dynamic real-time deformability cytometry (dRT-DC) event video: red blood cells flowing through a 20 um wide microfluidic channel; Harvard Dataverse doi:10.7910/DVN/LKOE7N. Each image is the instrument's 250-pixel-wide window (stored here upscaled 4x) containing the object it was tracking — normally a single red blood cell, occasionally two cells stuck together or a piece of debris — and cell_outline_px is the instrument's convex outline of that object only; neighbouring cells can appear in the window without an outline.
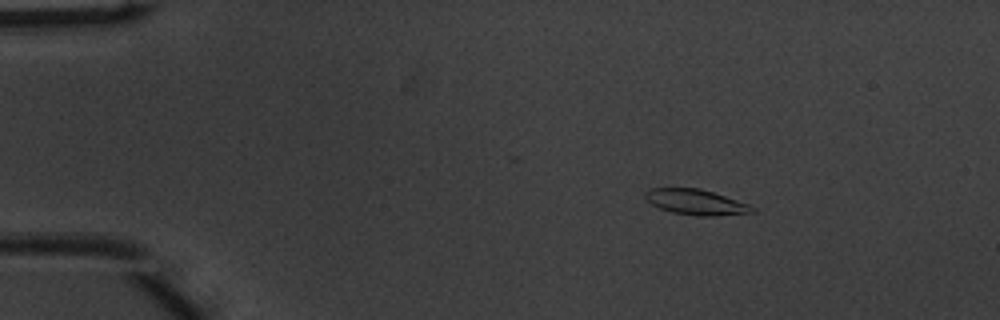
{"species": "common noctule bat (a hibernating species)", "species_latin": "Nyctalus noctula", "temperature_condition": "warm", "stored_images_in_passage": 44, "camera_frame_rate_fps": 3000, "um_per_image_px": 0.085, "animal": {"sex": "male", "body_mass_g": 20.1, "forearm_length_mm": 53.5}, "frame": {"image": 1, "passage_image": 1, "time_ms": 0.0, "image_size_px": [1000, 320], "cell_outline_px": [[756, 212], [716, 216], [696, 216], [672, 212], [660, 208], [652, 204], [644, 196], [644, 192], [648, 188], [700, 188], [748, 204], [756, 208]], "centroid_in_image_um": [59.15, 17.18], "position_along_channel_um": 25.9, "area_um2": 15.84}}
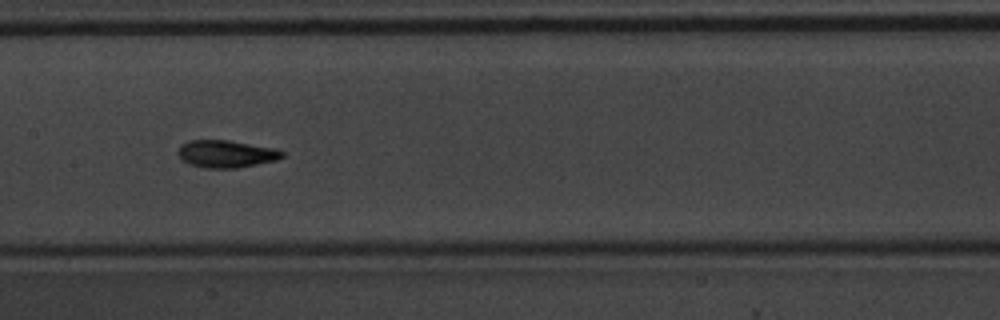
{"frame": {"image": 2, "passage_image": 19, "time_ms": 6.0, "image_size_px": [1000, 320], "cell_outline_px": [[284, 156], [276, 160], [236, 168], [204, 168], [188, 164], [180, 160], [176, 152], [180, 144], [188, 140], [228, 140], [276, 148], [284, 152]], "centroid_in_image_um": [19.16, 13.07], "position_along_channel_um": 188.2, "area_um2": 16.88}}
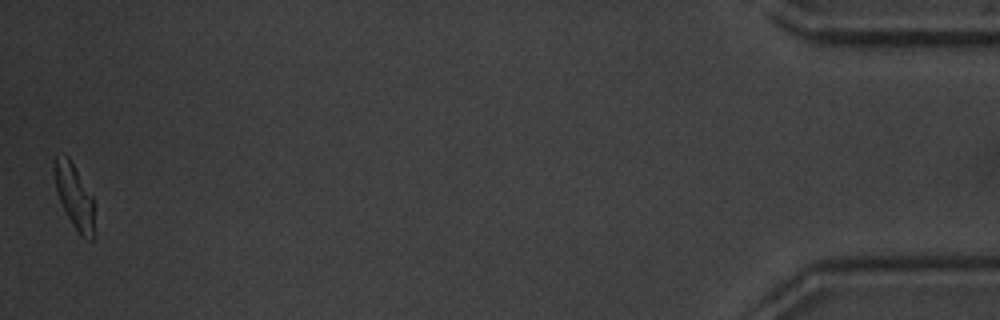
{"frame": {"image": 3, "passage_image": 44, "time_ms": 14.333, "image_size_px": [1000, 320], "cell_outline_px": [[92, 240], [88, 240], [80, 236], [72, 224], [56, 192], [52, 168], [52, 164], [56, 156], [64, 152], [68, 156], [92, 196]], "centroid_in_image_um": [6.25, 16.6], "position_along_channel_um": 429.0, "area_um2": 14.74}, "authors_computed_cell_mechanics": {"area_um2": 15.8661, "velocity_mm_per_s": 3.9424, "shape_relaxation_time_tau1_ms": 2.0771, "shape_relaxation_time_tau2_ms": 1.699, "deformation_change_tau1": 0.1464, "deformation_change_tau2": 0.0784}}